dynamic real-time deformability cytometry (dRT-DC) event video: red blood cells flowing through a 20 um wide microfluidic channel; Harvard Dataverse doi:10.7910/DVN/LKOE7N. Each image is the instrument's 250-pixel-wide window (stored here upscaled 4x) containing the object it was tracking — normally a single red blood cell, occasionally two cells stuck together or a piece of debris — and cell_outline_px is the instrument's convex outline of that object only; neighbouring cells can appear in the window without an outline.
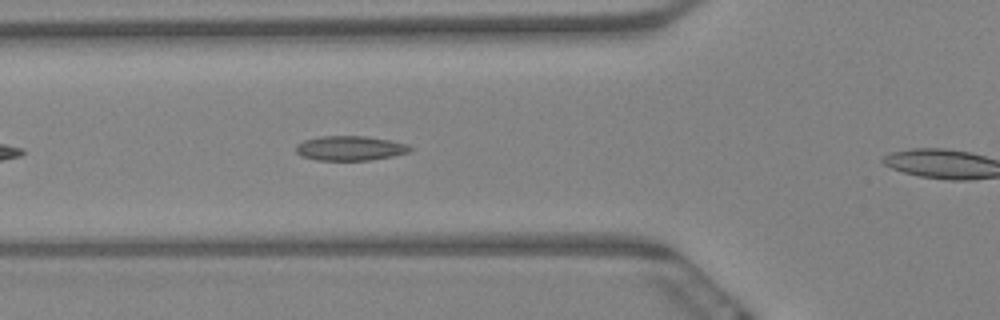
{"species": "Egyptian fruit bat (a non-hibernating species)", "species_latin": "Rousettus aegyptiacus", "temperature_condition": "warm", "stored_images_in_passage": 9, "camera_frame_rate_fps": 3000, "um_per_image_px": 0.085, "animal": {"sex": "female"}, "frame": {"image": 1, "passage_image": 8, "time_ms": 2.333, "image_size_px": [1000, 320], "cell_outline_px": [[416, 148], [412, 152], [392, 156], [368, 160], [316, 160], [300, 156], [296, 152], [296, 144], [304, 140], [320, 136], [364, 136], [388, 140], [408, 144]], "centroid_in_image_um": [29.78, 12.6], "position_along_channel_um": 96.0, "area_um2": 16.53}}